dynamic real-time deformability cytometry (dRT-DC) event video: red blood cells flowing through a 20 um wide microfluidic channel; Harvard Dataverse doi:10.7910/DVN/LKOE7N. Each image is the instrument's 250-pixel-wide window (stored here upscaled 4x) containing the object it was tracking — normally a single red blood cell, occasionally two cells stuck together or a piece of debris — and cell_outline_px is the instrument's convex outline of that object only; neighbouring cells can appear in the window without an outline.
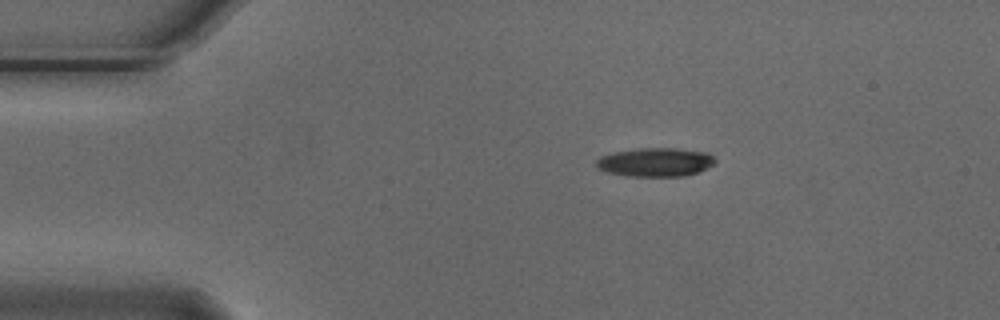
{"species": "Egyptian fruit bat (a non-hibernating species)", "species_latin": "Rousettus aegyptiacus", "temperature_condition": "cold", "stored_images_in_passage": 6, "camera_frame_rate_fps": 3000, "um_per_image_px": 0.085, "animal": {"sex": "male"}, "frame": {"image": 1, "passage_image": 1, "time_ms": 0.0, "image_size_px": [1000, 320], "cell_outline_px": [[716, 160], [712, 164], [696, 172], [684, 176], [628, 176], [608, 172], [596, 168], [596, 160], [600, 156], [612, 152], [636, 148], [676, 148], [708, 152]], "centroid_in_image_um": [55.65, 13.77], "position_along_channel_um": 29.3, "area_um2": 19.88}}
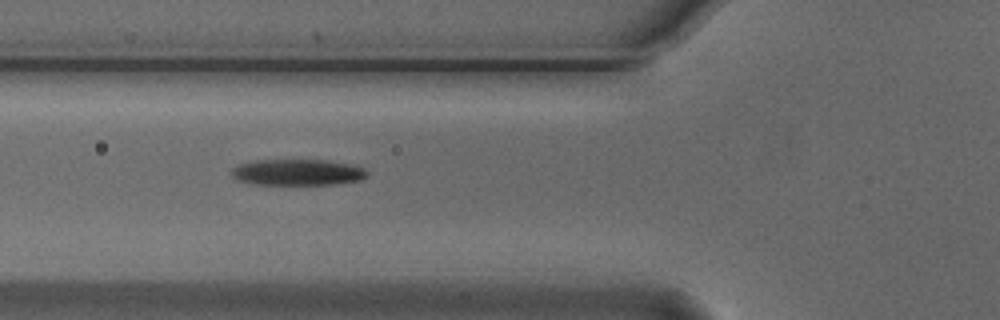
{"frame": {"image": 2, "passage_image": 4, "time_ms": 1.0, "image_size_px": [1000, 320], "cell_outline_px": [[368, 176], [360, 180], [332, 184], [256, 184], [236, 180], [232, 176], [232, 168], [240, 164], [256, 160], [328, 160], [356, 164], [364, 168], [368, 172]], "centroid_in_image_um": [25.34, 14.63], "position_along_channel_um": 100.5, "area_um2": 20.75}}
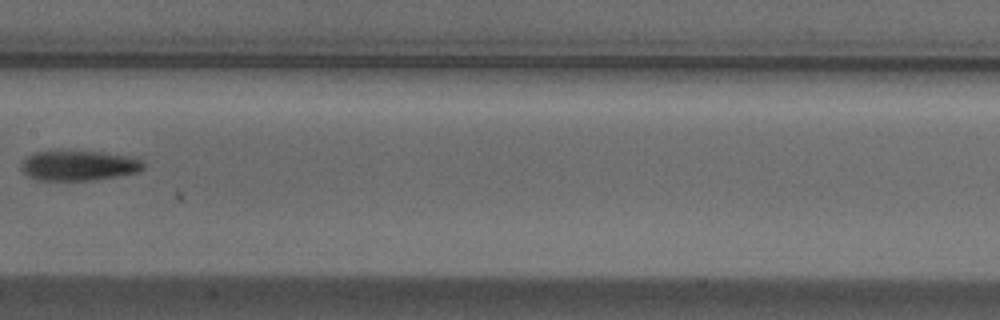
{"frame": {"image": 3, "passage_image": 6, "time_ms": 1.667, "image_size_px": [1000, 320], "cell_outline_px": [[144, 168], [140, 172], [92, 180], [40, 180], [24, 172], [24, 160], [28, 156], [36, 152], [100, 152], [128, 156], [144, 160]], "centroid_in_image_um": [6.81, 14.08], "position_along_channel_um": 200.6, "area_um2": 20.75}}